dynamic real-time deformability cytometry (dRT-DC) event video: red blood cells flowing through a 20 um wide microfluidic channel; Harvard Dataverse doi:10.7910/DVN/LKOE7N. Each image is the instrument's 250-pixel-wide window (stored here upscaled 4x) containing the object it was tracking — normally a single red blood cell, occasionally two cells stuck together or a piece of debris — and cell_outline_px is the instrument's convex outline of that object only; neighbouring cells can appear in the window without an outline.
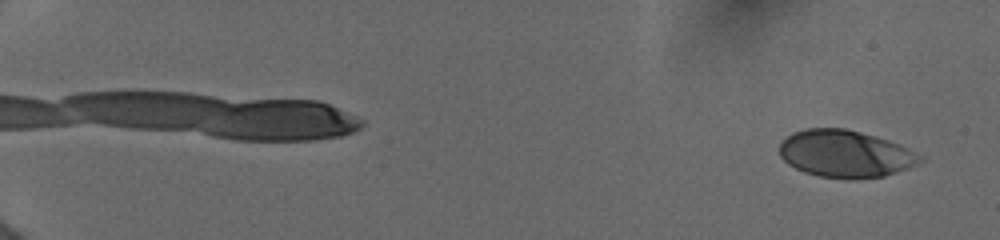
{"species": "human", "species_latin": "Homo sapiens", "temperature_condition": "cold", "stored_images_in_passage": 59, "camera_frame_rate_fps": 3000, "um_per_image_px": 0.085, "donor": {"sex": "female"}, "frame": {"image": 1, "passage_image": 1, "time_ms": 0.0, "image_size_px": [1000, 240], "cell_outline_px": [[924, 160], [908, 168], [884, 176], [852, 180], [820, 176], [804, 172], [788, 164], [780, 156], [780, 144], [792, 132], [808, 128], [844, 128], [876, 136], [900, 144], [924, 156]], "centroid_in_image_um": [71.87, 13.08], "position_along_channel_um": 13.1, "area_um2": 38.78}}
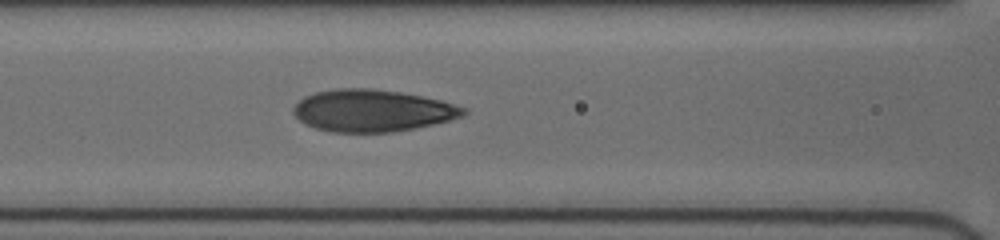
{"frame": {"image": 2, "passage_image": 29, "time_ms": 8.0, "image_size_px": [1000, 240], "cell_outline_px": [[468, 112], [464, 116], [432, 124], [392, 132], [332, 132], [316, 128], [304, 124], [292, 112], [292, 108], [304, 96], [316, 92], [336, 88], [372, 88], [400, 92], [440, 100], [468, 108]], "centroid_in_image_um": [31.63, 9.4], "position_along_channel_um": 135.0, "area_um2": 41.56}}
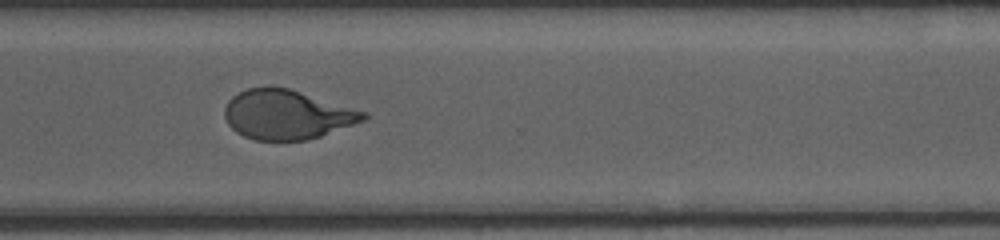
{"frame": {"image": 3, "passage_image": 58, "time_ms": 13.333, "image_size_px": [1000, 240], "cell_outline_px": [[368, 116], [364, 120], [320, 136], [308, 140], [256, 140], [244, 136], [236, 132], [228, 124], [224, 116], [224, 108], [228, 100], [232, 96], [248, 88], [288, 88], [368, 112]], "centroid_in_image_um": [24.38, 9.75], "position_along_channel_um": 346.2, "area_um2": 39.54}}